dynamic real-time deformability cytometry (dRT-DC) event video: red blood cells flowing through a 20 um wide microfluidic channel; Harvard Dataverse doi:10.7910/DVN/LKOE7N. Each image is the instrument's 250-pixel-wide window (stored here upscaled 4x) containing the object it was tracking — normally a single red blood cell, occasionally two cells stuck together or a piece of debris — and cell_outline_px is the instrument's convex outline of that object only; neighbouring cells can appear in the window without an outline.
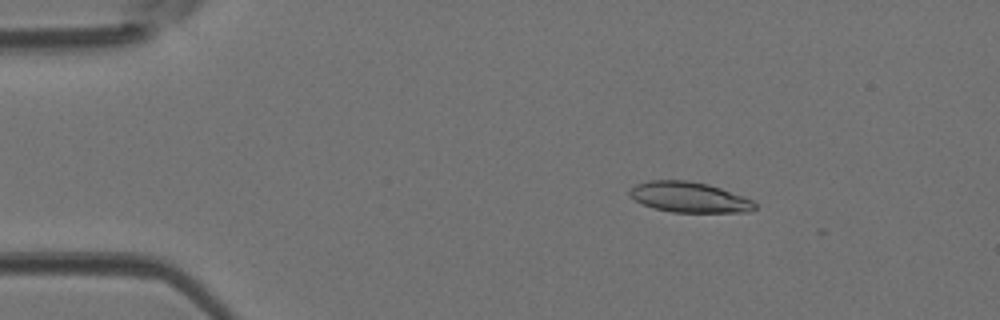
{"species": "Egyptian fruit bat (a non-hibernating species)", "species_latin": "Rousettus aegyptiacus", "temperature_condition": "room temperature", "stored_images_in_passage": 14, "camera_frame_rate_fps": 3000, "um_per_image_px": 0.085, "animal": {"sex": "female"}, "frame": {"image": 1, "passage_image": 1, "time_ms": 0.0, "image_size_px": [1000, 320], "cell_outline_px": [[756, 208], [748, 212], [672, 212], [652, 208], [636, 200], [628, 192], [636, 184], [648, 180], [688, 180], [708, 184], [720, 188], [752, 200], [756, 204]], "centroid_in_image_um": [58.58, 16.76], "position_along_channel_um": 26.4, "area_um2": 22.02}}
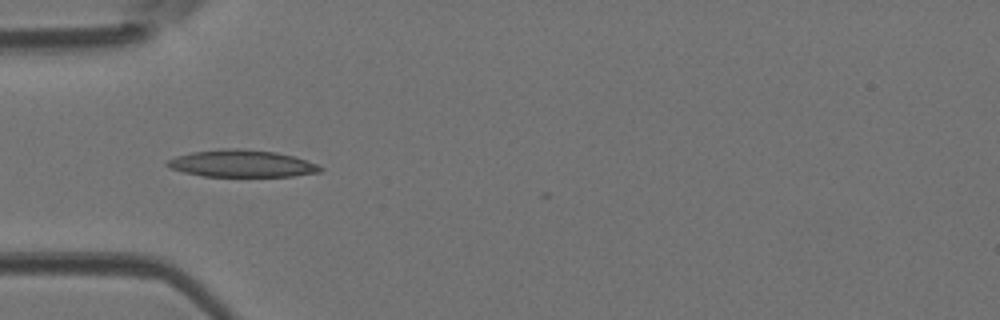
{"frame": {"image": 2, "passage_image": 8, "time_ms": 2.333, "image_size_px": [1000, 320], "cell_outline_px": [[324, 168], [320, 172], [292, 176], [204, 176], [184, 172], [168, 168], [164, 164], [168, 160], [176, 156], [192, 152], [220, 148], [240, 148], [276, 152], [296, 156], [316, 164]], "centroid_in_image_um": [20.54, 13.89], "position_along_channel_um": 64.5, "area_um2": 24.28}}
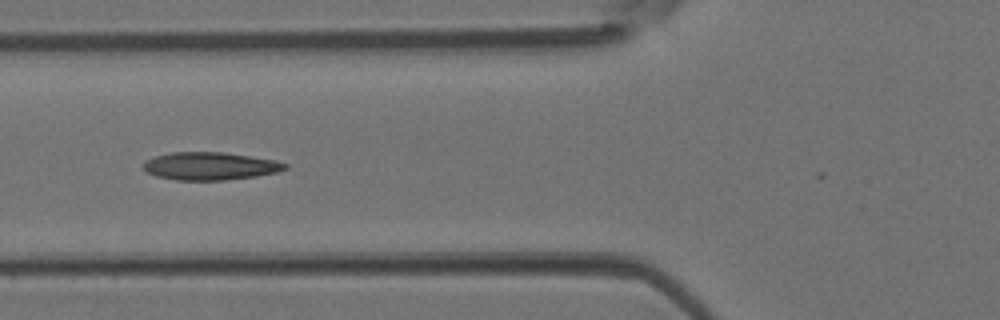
{"frame": {"image": 3, "passage_image": 11, "time_ms": 3.333, "image_size_px": [1000, 320], "cell_outline_px": [[288, 168], [276, 172], [256, 176], [224, 180], [176, 180], [156, 176], [148, 172], [144, 168], [144, 160], [156, 156], [172, 152], [220, 152], [276, 160], [288, 164]], "centroid_in_image_um": [17.86, 14.12], "position_along_channel_um": 107.9, "area_um2": 22.77}}